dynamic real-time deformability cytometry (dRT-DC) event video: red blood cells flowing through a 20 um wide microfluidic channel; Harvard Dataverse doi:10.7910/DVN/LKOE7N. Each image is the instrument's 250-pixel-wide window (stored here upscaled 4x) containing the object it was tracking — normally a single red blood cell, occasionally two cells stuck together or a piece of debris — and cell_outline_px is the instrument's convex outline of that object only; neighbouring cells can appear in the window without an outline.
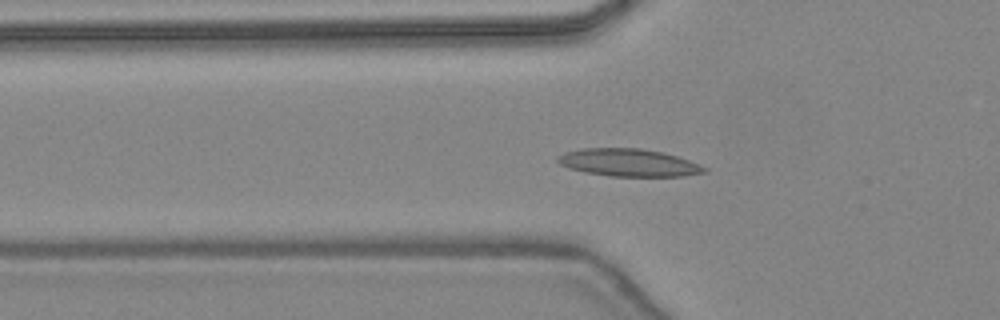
{"species": "common noctule bat (a hibernating species)", "species_latin": "Nyctalus noctula", "temperature_condition": "warm", "stored_images_in_passage": 48, "camera_frame_rate_fps": 3000, "um_per_image_px": 0.085, "animal": {"sex": "female", "body_mass_g": 24.6, "forearm_length_mm": 56.2}, "frame": {"image": 1, "passage_image": 18, "time_ms": 5.667, "image_size_px": [1000, 320], "cell_outline_px": [[708, 172], [680, 176], [608, 176], [584, 172], [568, 168], [560, 164], [556, 160], [556, 156], [564, 152], [580, 148], [640, 148], [664, 152], [700, 164], [708, 168]], "centroid_in_image_um": [53.41, 13.82], "position_along_channel_um": 72.4, "area_um2": 23.76}}
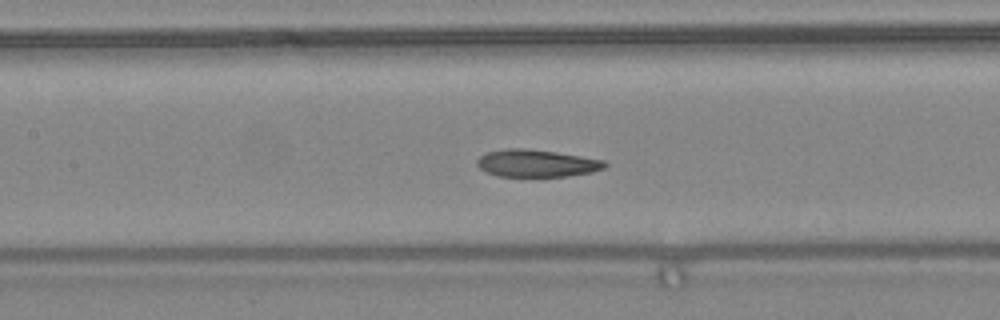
{"frame": {"image": 2, "passage_image": 24, "time_ms": 7.667, "image_size_px": [1000, 320], "cell_outline_px": [[608, 164], [604, 168], [592, 172], [568, 176], [496, 176], [484, 172], [476, 164], [476, 160], [480, 156], [488, 152], [504, 148], [524, 148], [556, 152], [604, 160]], "centroid_in_image_um": [45.58, 13.88], "position_along_channel_um": 161.8, "area_um2": 20.4}}
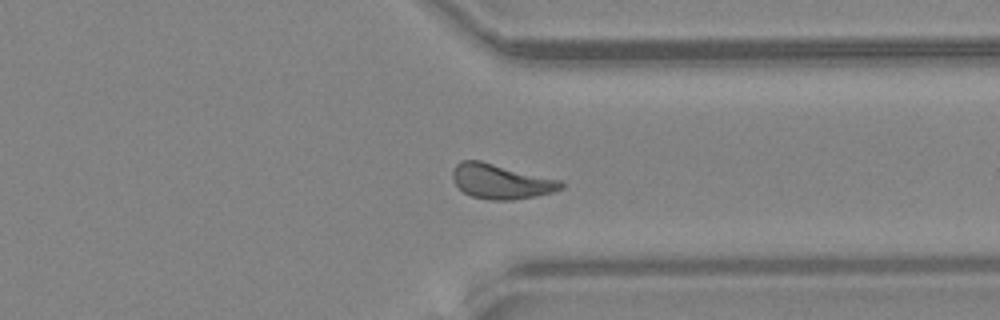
{"frame": {"image": 3, "passage_image": 38, "time_ms": 12.333, "image_size_px": [1000, 320], "cell_outline_px": [[564, 188], [552, 192], [536, 196], [512, 200], [492, 200], [472, 196], [464, 192], [452, 180], [452, 172], [456, 164], [460, 160], [480, 160], [560, 180], [564, 184]], "centroid_in_image_um": [42.57, 15.42], "position_along_channel_um": 368.8, "area_um2": 21.91}, "authors_computed_cell_mechanics": {"area_um2": 21.1548, "velocity_mm_per_s": 4.4544, "shape_relaxation_time_tau1_ms": 5.923, "shape_relaxation_time_tau2_ms": 2.4983, "deformation_change_tau1": 0.1727, "deformation_change_tau2": 0.081}}